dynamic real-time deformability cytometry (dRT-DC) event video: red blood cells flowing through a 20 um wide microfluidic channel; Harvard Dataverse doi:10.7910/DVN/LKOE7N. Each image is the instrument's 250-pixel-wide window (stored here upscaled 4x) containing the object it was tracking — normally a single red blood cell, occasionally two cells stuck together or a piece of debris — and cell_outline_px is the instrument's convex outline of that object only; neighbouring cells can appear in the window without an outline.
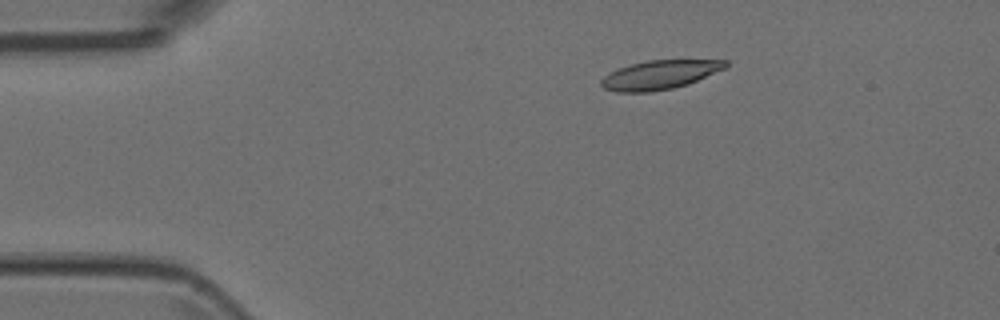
{"species": "Egyptian fruit bat (a non-hibernating species)", "species_latin": "Rousettus aegyptiacus", "temperature_condition": "room temperature", "stored_images_in_passage": 8, "camera_frame_rate_fps": 3000, "um_per_image_px": 0.085, "animal": {"sex": "female"}, "frame": {"image": 1, "passage_image": 3, "time_ms": 0.667, "image_size_px": [1000, 320], "cell_outline_px": [[728, 68], [688, 84], [672, 88], [648, 92], [616, 92], [604, 88], [600, 84], [600, 80], [604, 76], [620, 68], [632, 64], [648, 60], [728, 60]], "centroid_in_image_um": [56.12, 6.36], "position_along_channel_um": 28.9, "area_um2": 20.92}}
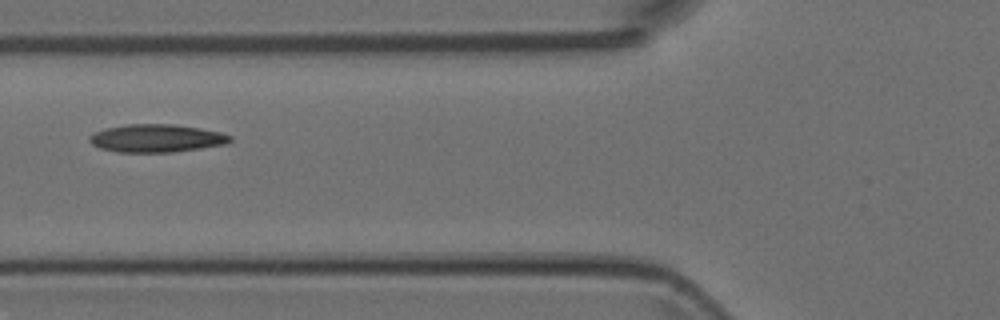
{"frame": {"image": 2, "passage_image": 6, "time_ms": 1.667, "image_size_px": [1000, 320], "cell_outline_px": [[232, 140], [224, 144], [200, 148], [172, 152], [116, 152], [100, 148], [92, 144], [88, 140], [88, 136], [104, 128], [128, 124], [172, 124], [200, 128], [220, 132], [232, 136]], "centroid_in_image_um": [13.27, 11.75], "position_along_channel_um": 112.5, "area_um2": 22.83}}
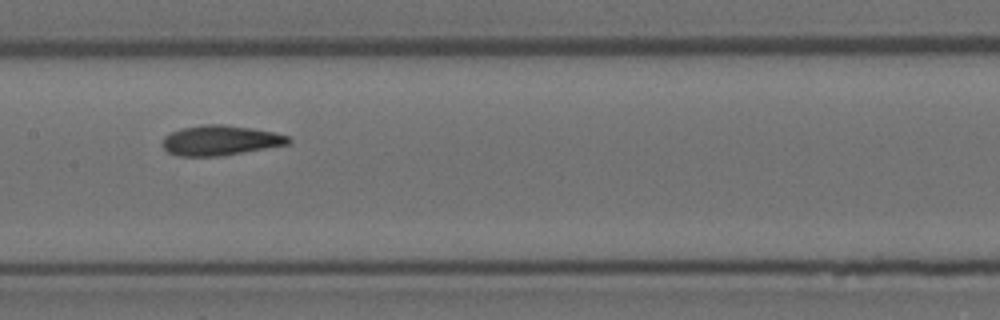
{"frame": {"image": 3, "passage_image": 8, "time_ms": 2.333, "image_size_px": [1000, 320], "cell_outline_px": [[292, 140], [288, 144], [224, 156], [180, 156], [168, 152], [160, 144], [164, 136], [172, 132], [184, 128], [212, 124], [224, 124], [252, 128], [272, 132], [288, 136]], "centroid_in_image_um": [18.72, 11.94], "position_along_channel_um": 188.7, "area_um2": 21.91}}